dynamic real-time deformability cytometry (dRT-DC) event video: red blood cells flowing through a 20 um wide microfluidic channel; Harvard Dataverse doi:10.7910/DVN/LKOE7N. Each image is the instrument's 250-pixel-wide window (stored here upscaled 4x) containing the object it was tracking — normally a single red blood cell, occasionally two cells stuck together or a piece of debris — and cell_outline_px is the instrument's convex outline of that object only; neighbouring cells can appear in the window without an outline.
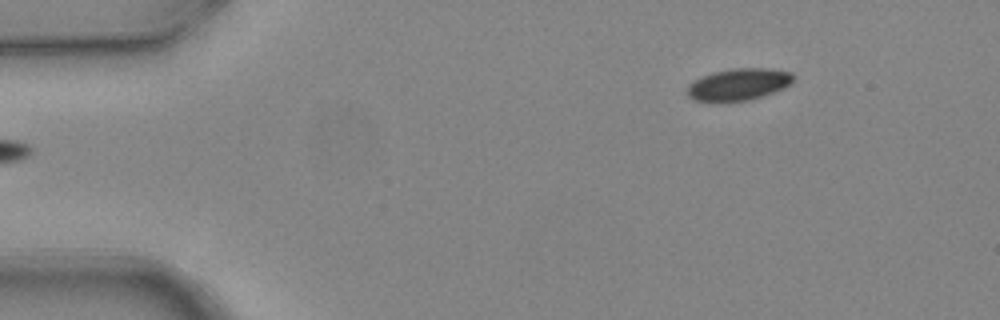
{"species": "common noctule bat (a hibernating species)", "species_latin": "Nyctalus noctula", "temperature_condition": "warm", "stored_images_in_passage": 2, "camera_frame_rate_fps": 3000, "um_per_image_px": 0.085, "animal": {"sex": "female", "body_mass_g": 24.6, "forearm_length_mm": 56.2}, "frame": {"image": 1, "passage_image": 2, "time_ms": 0.333, "image_size_px": [1000, 320], "cell_outline_px": [[792, 80], [784, 88], [748, 100], [728, 104], [716, 104], [692, 100], [688, 96], [688, 84], [704, 76], [716, 72], [732, 68], [768, 68], [792, 72]], "centroid_in_image_um": [62.72, 7.22], "position_along_channel_um": 22.3, "area_um2": 20.0}}